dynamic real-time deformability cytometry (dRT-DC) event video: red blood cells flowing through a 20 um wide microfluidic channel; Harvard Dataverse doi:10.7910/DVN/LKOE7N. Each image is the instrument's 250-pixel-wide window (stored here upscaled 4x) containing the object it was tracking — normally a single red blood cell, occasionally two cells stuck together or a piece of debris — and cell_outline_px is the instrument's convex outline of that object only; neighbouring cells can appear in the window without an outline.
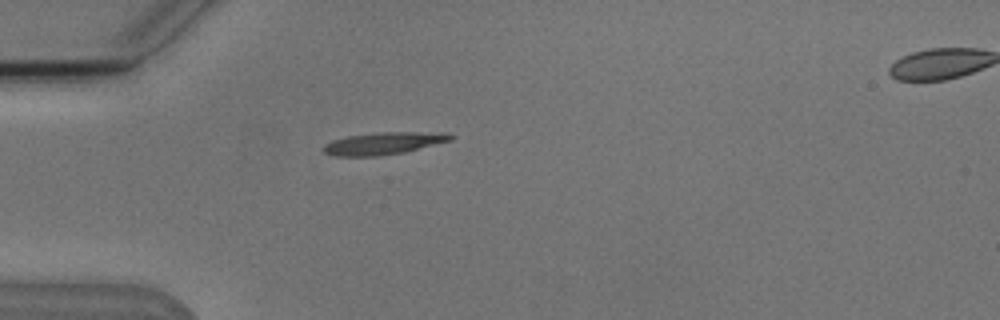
{"species": "Egyptian fruit bat (a non-hibernating species)", "species_latin": "Rousettus aegyptiacus", "temperature_condition": "cold", "stored_images_in_passage": 2, "camera_frame_rate_fps": 3000, "um_per_image_px": 0.085, "animal": {"sex": "male"}, "frame": {"image": 1, "passage_image": 1, "time_ms": 0.0, "image_size_px": [1000, 320], "cell_outline_px": [[456, 136], [452, 140], [404, 152], [380, 156], [336, 156], [324, 152], [320, 148], [324, 144], [332, 140], [348, 136], [380, 132], [448, 132]], "centroid_in_image_um": [32.63, 12.18], "position_along_channel_um": 52.4, "area_um2": 16.65}}